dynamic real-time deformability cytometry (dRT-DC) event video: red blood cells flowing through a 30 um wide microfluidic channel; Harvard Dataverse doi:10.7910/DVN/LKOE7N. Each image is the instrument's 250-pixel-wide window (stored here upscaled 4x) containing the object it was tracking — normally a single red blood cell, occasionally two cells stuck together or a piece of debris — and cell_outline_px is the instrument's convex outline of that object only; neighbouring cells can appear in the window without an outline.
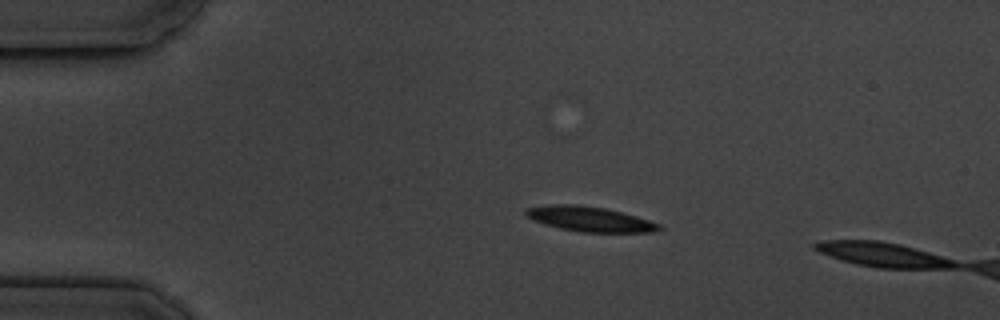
{"species": "common noctule bat (a hibernating species)", "species_latin": "Nyctalus noctula", "temperature_condition": "cold", "stored_images_in_passage": 4, "camera_frame_rate_fps": 3000, "um_per_image_px": 0.085, "animal": {"sex": "male", "body_mass_g": 19.5, "forearm_length_mm": 54.6}, "frame": {"image": 1, "passage_image": 2, "time_ms": 1.333, "image_size_px": [1000, 320], "cell_outline_px": [[664, 228], [652, 232], [580, 232], [560, 228], [544, 224], [532, 220], [524, 212], [528, 208], [548, 204], [580, 204], [604, 208], [636, 216], [660, 224]], "centroid_in_image_um": [50.12, 18.62], "position_along_channel_um": 34.9, "area_um2": 19.31}}